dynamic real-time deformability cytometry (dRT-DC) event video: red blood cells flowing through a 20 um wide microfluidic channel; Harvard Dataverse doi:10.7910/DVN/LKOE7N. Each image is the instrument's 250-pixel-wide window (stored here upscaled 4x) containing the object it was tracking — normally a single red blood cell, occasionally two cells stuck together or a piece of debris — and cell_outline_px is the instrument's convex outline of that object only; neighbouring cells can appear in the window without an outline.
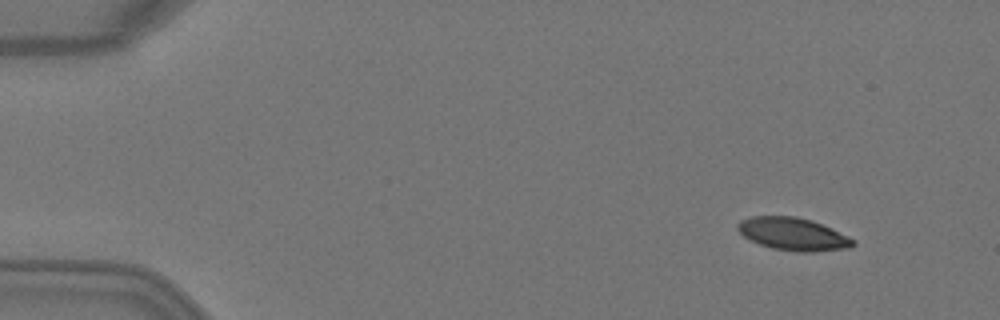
{"species": "Egyptian fruit bat (a non-hibernating species)", "species_latin": "Rousettus aegyptiacus", "temperature_condition": "warm", "stored_images_in_passage": 4, "camera_frame_rate_fps": 3000, "um_per_image_px": 0.085, "animal": {"sex": "female"}, "frame": {"image": 1, "passage_image": 2, "time_ms": 0.333, "image_size_px": [1000, 320], "cell_outline_px": [[856, 244], [852, 248], [812, 252], [800, 252], [772, 248], [748, 240], [736, 228], [736, 224], [740, 220], [748, 216], [796, 216], [812, 220], [848, 236], [856, 240]], "centroid_in_image_um": [67.4, 19.89], "position_along_channel_um": 17.6, "area_um2": 22.2}}